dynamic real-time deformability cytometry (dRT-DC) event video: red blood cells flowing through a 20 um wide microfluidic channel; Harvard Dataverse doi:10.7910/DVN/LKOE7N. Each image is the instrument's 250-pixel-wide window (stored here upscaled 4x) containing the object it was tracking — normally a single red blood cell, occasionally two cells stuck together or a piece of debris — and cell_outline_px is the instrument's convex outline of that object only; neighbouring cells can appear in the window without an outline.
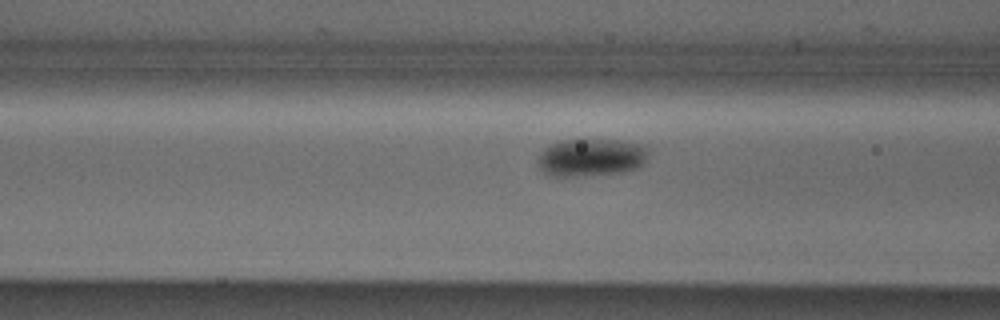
{"species": "Egyptian fruit bat (a non-hibernating species)", "species_latin": "Rousettus aegyptiacus", "temperature_condition": "cold", "stored_images_in_passage": 9, "camera_frame_rate_fps": 3000, "um_per_image_px": 0.085, "animal": {"sex": "male"}, "frame": {"image": 1, "passage_image": 7, "time_ms": 2.0, "image_size_px": [1000, 320], "cell_outline_px": [[648, 156], [644, 164], [636, 168], [624, 172], [568, 176], [556, 176], [544, 172], [540, 168], [536, 160], [540, 152], [544, 148], [556, 140], [620, 140], [640, 144], [648, 148]], "centroid_in_image_um": [50.24, 13.36], "position_along_channel_um": 116.4, "area_um2": 24.33}}